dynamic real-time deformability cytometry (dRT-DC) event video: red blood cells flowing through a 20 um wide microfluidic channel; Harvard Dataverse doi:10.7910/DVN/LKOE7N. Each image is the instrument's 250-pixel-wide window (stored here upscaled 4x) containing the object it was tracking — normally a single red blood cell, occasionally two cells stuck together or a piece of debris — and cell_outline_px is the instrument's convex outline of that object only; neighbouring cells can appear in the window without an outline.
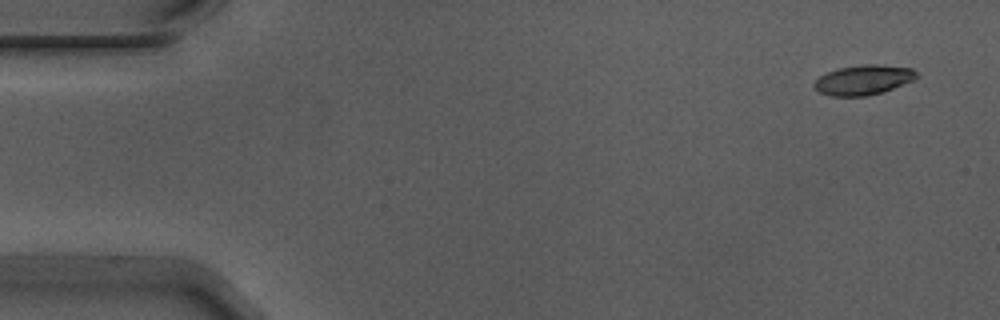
{"species": "Egyptian fruit bat (a non-hibernating species)", "species_latin": "Rousettus aegyptiacus", "temperature_condition": "warm", "stored_images_in_passage": 54, "camera_frame_rate_fps": 3000, "um_per_image_px": 0.085, "animal": {"sex": "male"}, "frame": {"image": 1, "passage_image": 1, "time_ms": 0.0, "image_size_px": [1000, 320], "cell_outline_px": [[920, 76], [912, 80], [892, 88], [880, 92], [864, 96], [832, 96], [820, 92], [812, 84], [820, 76], [828, 72], [840, 68], [860, 64], [880, 64], [912, 68]], "centroid_in_image_um": [73.39, 6.77], "position_along_channel_um": 11.6, "area_um2": 17.57}}
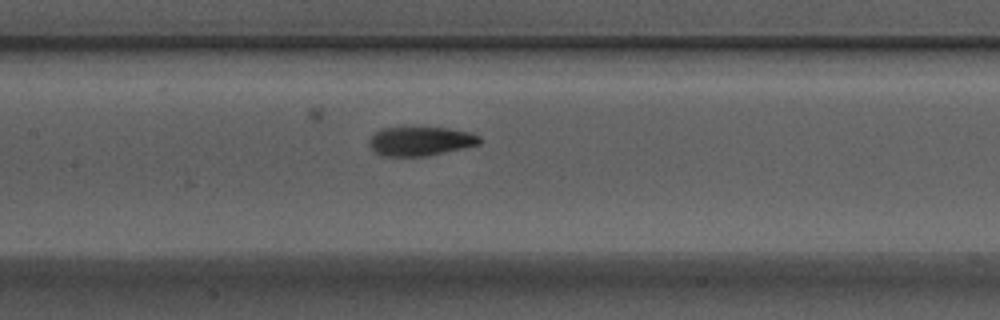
{"frame": {"image": 2, "passage_image": 24, "time_ms": 7.667, "image_size_px": [1000, 320], "cell_outline_px": [[484, 140], [480, 144], [464, 148], [428, 156], [380, 156], [368, 144], [368, 140], [380, 128], [404, 124], [448, 128], [472, 132], [480, 136]], "centroid_in_image_um": [35.74, 11.94], "position_along_channel_um": 171.7, "area_um2": 19.83}}
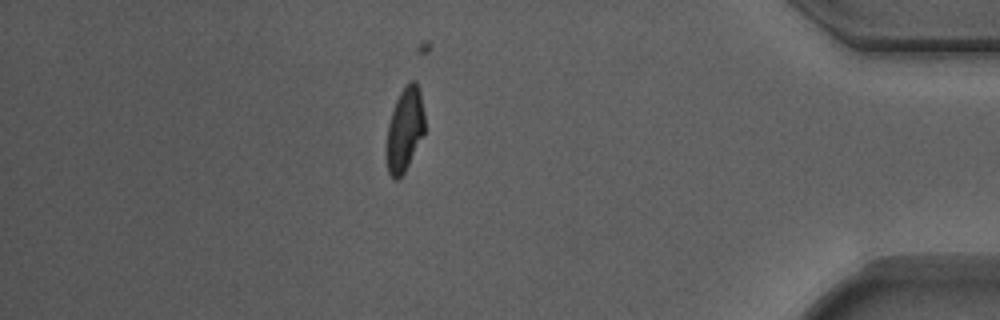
{"frame": {"image": 3, "passage_image": 46, "time_ms": 15.0, "image_size_px": [1000, 320], "cell_outline_px": [[424, 132], [404, 172], [396, 180], [388, 172], [388, 124], [396, 100], [400, 92], [412, 80], [416, 80], [420, 92], [424, 112]], "centroid_in_image_um": [34.42, 10.95], "position_along_channel_um": 400.8, "area_um2": 17.86}, "authors_computed_cell_mechanics": {"area_um2": 18.9873, "velocity_mm_per_s": 3.7297, "shape_relaxation_time_tau1_ms": null, "shape_relaxation_time_tau2_ms": 2.8679, "deformation_change_tau1": null, "deformation_change_tau2": 0.1131}}